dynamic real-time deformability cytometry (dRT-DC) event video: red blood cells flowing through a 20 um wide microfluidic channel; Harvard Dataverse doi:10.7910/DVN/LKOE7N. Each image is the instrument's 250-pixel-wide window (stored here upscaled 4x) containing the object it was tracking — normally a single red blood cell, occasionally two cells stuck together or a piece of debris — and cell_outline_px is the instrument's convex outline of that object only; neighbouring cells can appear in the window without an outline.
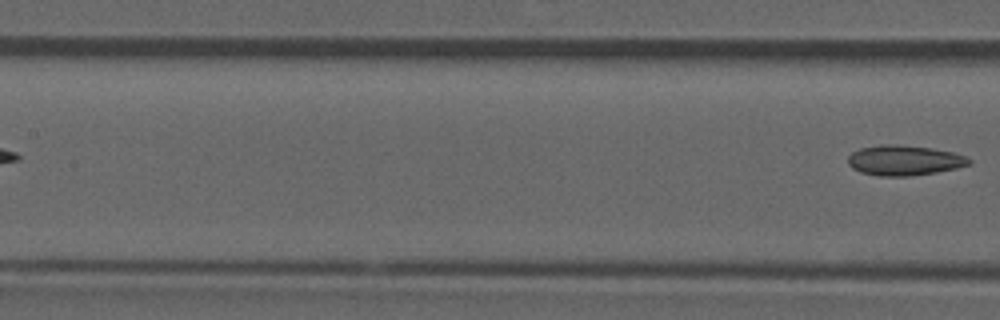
{"species": "common noctule bat (a hibernating species)", "species_latin": "Nyctalus noctula", "temperature_condition": "room temperature", "stored_images_in_passage": 5, "segment_of_instrument_passage": [2, 2], "camera_frame_rate_fps": 3000, "um_per_image_px": 0.085, "animal": {"sex": "male", "forearm_length_mm": 52.5}, "frame": {"image": 1, "passage_image": 5, "time_ms": 1.333, "image_size_px": [1000, 320], "cell_outline_px": [[972, 160], [968, 164], [956, 168], [936, 172], [908, 176], [880, 176], [860, 172], [852, 168], [848, 164], [848, 156], [852, 152], [860, 148], [884, 144], [896, 144], [932, 148], [952, 152], [964, 156]], "centroid_in_image_um": [76.82, 13.62], "position_along_channel_um": 130.6, "area_um2": 21.15}}